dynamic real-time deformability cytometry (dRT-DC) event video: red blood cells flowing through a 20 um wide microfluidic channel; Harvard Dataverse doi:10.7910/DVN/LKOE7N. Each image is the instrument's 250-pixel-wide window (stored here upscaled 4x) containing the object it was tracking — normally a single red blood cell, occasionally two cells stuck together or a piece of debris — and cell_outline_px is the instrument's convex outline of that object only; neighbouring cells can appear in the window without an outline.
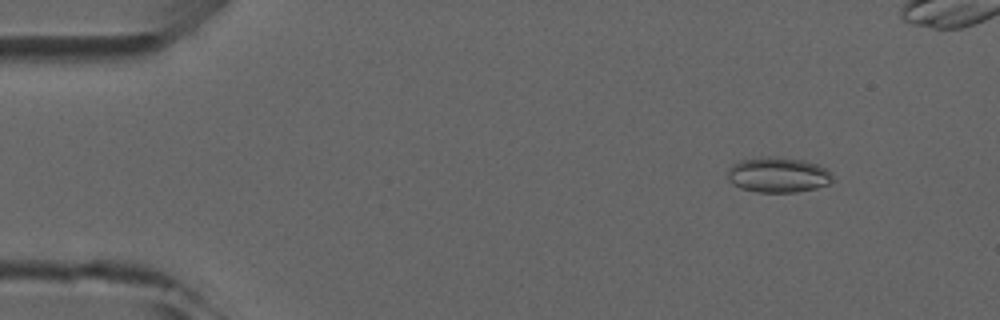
{"species": "common noctule bat (a hibernating species)", "species_latin": "Nyctalus noctula", "temperature_condition": "room temperature", "stored_images_in_passage": 5, "camera_frame_rate_fps": 3000, "um_per_image_px": 0.085, "animal": {"sex": "male", "forearm_length_mm": 52.5}, "frame": {"image": 1, "passage_image": 1, "time_ms": 0.0, "image_size_px": [1000, 320], "cell_outline_px": [[832, 180], [828, 184], [816, 188], [796, 192], [756, 192], [740, 188], [732, 184], [728, 180], [728, 168], [732, 164], [740, 160], [768, 156], [772, 156], [804, 160], [816, 164], [832, 172]], "centroid_in_image_um": [66.11, 14.86], "position_along_channel_um": 18.9, "area_um2": 21.68}}